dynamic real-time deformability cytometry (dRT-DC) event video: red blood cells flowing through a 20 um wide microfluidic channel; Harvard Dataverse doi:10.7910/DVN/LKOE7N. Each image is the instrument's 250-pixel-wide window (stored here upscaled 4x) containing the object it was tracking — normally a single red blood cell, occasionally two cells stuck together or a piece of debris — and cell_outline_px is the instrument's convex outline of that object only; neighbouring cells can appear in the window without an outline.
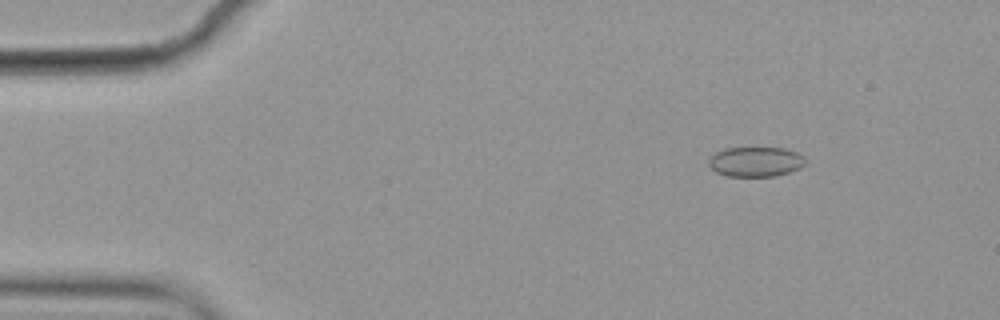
{"species": "common noctule bat (a hibernating species)", "species_latin": "Nyctalus noctula", "temperature_condition": "cold", "stored_images_in_passage": 55, "camera_frame_rate_fps": 3000, "um_per_image_px": 0.085, "animal": {"sex": "female", "body_mass_g": 19.9}, "frame": {"image": 1, "passage_image": 6, "time_ms": 1.667, "image_size_px": [1000, 320], "cell_outline_px": [[808, 160], [800, 168], [788, 172], [772, 176], [728, 176], [716, 172], [708, 164], [708, 160], [716, 152], [724, 148], [784, 148], [796, 152], [804, 156]], "centroid_in_image_um": [64.24, 13.74], "position_along_channel_um": 20.8, "area_um2": 16.76}}
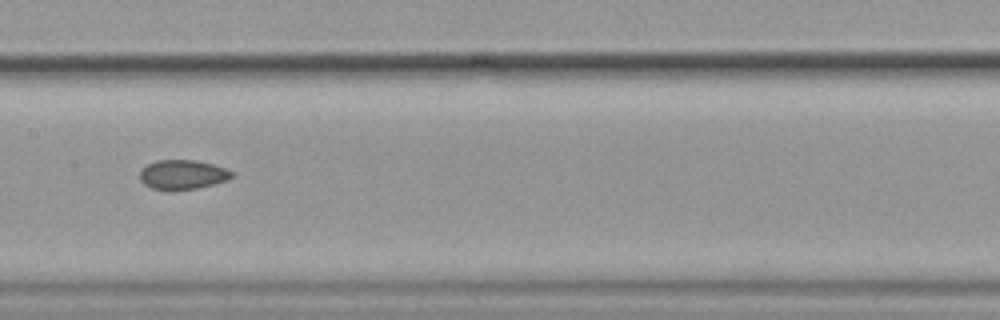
{"frame": {"image": 2, "passage_image": 27, "time_ms": 8.667, "image_size_px": [1000, 320], "cell_outline_px": [[232, 176], [228, 180], [196, 188], [152, 188], [144, 184], [140, 180], [140, 172], [148, 164], [156, 160], [196, 160], [212, 164], [224, 168], [232, 172]], "centroid_in_image_um": [15.52, 14.81], "position_along_channel_um": 191.9, "area_um2": 15.2}}
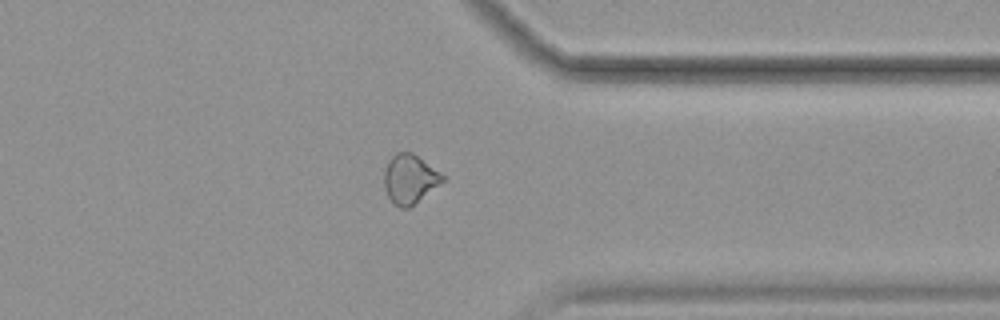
{"frame": {"image": 3, "passage_image": 43, "time_ms": 14.0, "image_size_px": [1000, 320], "cell_outline_px": [[448, 180], [408, 208], [400, 208], [392, 204], [384, 188], [384, 172], [388, 160], [396, 152], [412, 152], [440, 172]], "centroid_in_image_um": [34.84, 15.23], "position_along_channel_um": 376.6, "area_um2": 16.99}, "authors_computed_cell_mechanics": {"area_um2": 16.5886, "velocity_mm_per_s": 3.5539, "shape_relaxation_time_tau1_ms": null, "shape_relaxation_time_tau2_ms": 4.3247, "deformation_change_tau1": null, "deformation_change_tau2": 0.0853}}